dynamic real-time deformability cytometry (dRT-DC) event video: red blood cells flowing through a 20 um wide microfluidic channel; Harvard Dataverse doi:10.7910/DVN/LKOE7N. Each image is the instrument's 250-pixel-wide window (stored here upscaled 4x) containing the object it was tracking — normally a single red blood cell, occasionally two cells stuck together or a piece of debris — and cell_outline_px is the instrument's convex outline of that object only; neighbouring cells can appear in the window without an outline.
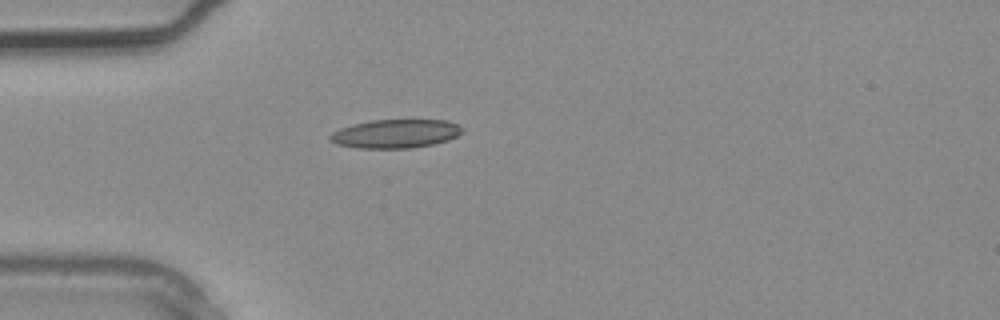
{"species": "common noctule bat (a hibernating species)", "species_latin": "Nyctalus noctula", "temperature_condition": "warm", "stored_images_in_passage": 4, "camera_frame_rate_fps": 3000, "um_per_image_px": 0.085, "animal": {"sex": "male", "body_mass_g": 20.4}, "frame": {"image": 1, "passage_image": 4, "time_ms": 1.0, "image_size_px": [1000, 320], "cell_outline_px": [[464, 132], [448, 140], [432, 144], [412, 148], [356, 148], [336, 144], [328, 140], [328, 136], [332, 132], [340, 128], [352, 124], [372, 120], [444, 120], [456, 124], [464, 128]], "centroid_in_image_um": [33.58, 11.37], "position_along_channel_um": 51.4, "area_um2": 22.2}}